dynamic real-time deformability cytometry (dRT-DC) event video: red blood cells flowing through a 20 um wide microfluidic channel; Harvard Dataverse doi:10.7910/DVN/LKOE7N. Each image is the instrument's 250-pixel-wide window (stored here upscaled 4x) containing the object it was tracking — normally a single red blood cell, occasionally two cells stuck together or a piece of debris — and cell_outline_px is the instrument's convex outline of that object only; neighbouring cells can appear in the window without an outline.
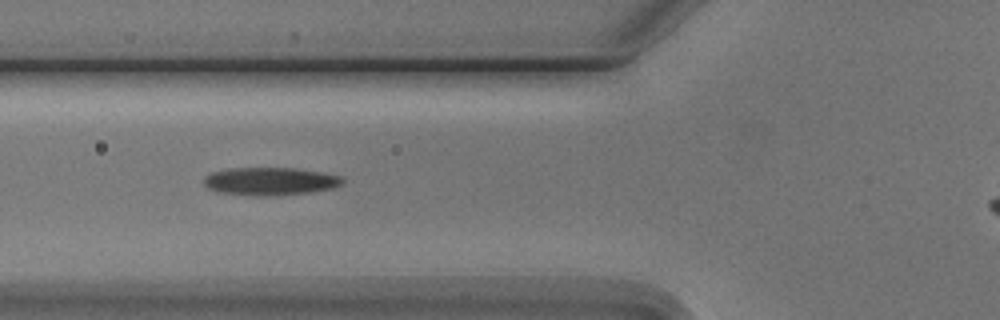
{"species": "Egyptian fruit bat (a non-hibernating species)", "species_latin": "Rousettus aegyptiacus", "temperature_condition": "cold", "stored_images_in_passage": 6, "camera_frame_rate_fps": 3000, "um_per_image_px": 0.085, "animal": {"sex": "male"}, "frame": {"image": 1, "passage_image": 6, "time_ms": 6.0, "image_size_px": [1000, 320], "cell_outline_px": [[344, 180], [340, 184], [332, 188], [312, 192], [272, 196], [252, 196], [216, 192], [208, 188], [204, 184], [204, 176], [212, 172], [228, 168], [296, 168], [324, 172], [340, 176]], "centroid_in_image_um": [22.93, 15.41], "position_along_channel_um": 102.9, "area_um2": 22.77}}